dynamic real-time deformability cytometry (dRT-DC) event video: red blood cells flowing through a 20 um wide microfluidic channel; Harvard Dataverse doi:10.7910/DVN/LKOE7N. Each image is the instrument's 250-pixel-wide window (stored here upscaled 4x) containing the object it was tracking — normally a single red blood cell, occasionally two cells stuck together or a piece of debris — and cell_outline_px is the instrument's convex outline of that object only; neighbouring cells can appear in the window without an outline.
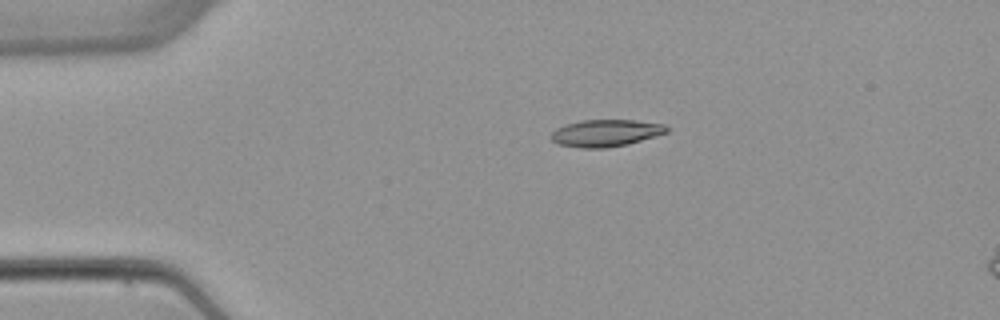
{"species": "common noctule bat (a hibernating species)", "species_latin": "Nyctalus noctula", "temperature_condition": "warm", "stored_images_in_passage": 5, "camera_frame_rate_fps": 3000, "um_per_image_px": 0.085, "animal": {"sex": "female", "body_mass_g": 22.7, "forearm_length_mm": 54.2}, "frame": {"image": 1, "passage_image": 3, "time_ms": 2.333, "image_size_px": [1000, 320], "cell_outline_px": [[672, 128], [668, 132], [656, 136], [628, 144], [608, 148], [580, 148], [560, 144], [552, 140], [552, 132], [556, 128], [564, 124], [584, 120], [636, 120], [664, 124]], "centroid_in_image_um": [51.54, 11.3], "position_along_channel_um": 33.5, "area_um2": 18.32}}